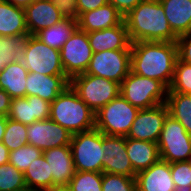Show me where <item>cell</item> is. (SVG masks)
I'll list each match as a JSON object with an SVG mask.
<instances>
[{
  "label": "cell",
  "mask_w": 191,
  "mask_h": 191,
  "mask_svg": "<svg viewBox=\"0 0 191 191\" xmlns=\"http://www.w3.org/2000/svg\"><path fill=\"white\" fill-rule=\"evenodd\" d=\"M102 191H137L136 178L102 172Z\"/></svg>",
  "instance_id": "35"
},
{
  "label": "cell",
  "mask_w": 191,
  "mask_h": 191,
  "mask_svg": "<svg viewBox=\"0 0 191 191\" xmlns=\"http://www.w3.org/2000/svg\"><path fill=\"white\" fill-rule=\"evenodd\" d=\"M30 35L0 36V57L5 64L20 61Z\"/></svg>",
  "instance_id": "29"
},
{
  "label": "cell",
  "mask_w": 191,
  "mask_h": 191,
  "mask_svg": "<svg viewBox=\"0 0 191 191\" xmlns=\"http://www.w3.org/2000/svg\"><path fill=\"white\" fill-rule=\"evenodd\" d=\"M77 28V19L64 18L57 24L40 30L35 36L48 47L60 50Z\"/></svg>",
  "instance_id": "26"
},
{
  "label": "cell",
  "mask_w": 191,
  "mask_h": 191,
  "mask_svg": "<svg viewBox=\"0 0 191 191\" xmlns=\"http://www.w3.org/2000/svg\"><path fill=\"white\" fill-rule=\"evenodd\" d=\"M51 103L37 96L14 98L7 118L25 125L50 118Z\"/></svg>",
  "instance_id": "15"
},
{
  "label": "cell",
  "mask_w": 191,
  "mask_h": 191,
  "mask_svg": "<svg viewBox=\"0 0 191 191\" xmlns=\"http://www.w3.org/2000/svg\"><path fill=\"white\" fill-rule=\"evenodd\" d=\"M28 144L43 152L59 146L70 145L72 134L53 120L35 121L27 125Z\"/></svg>",
  "instance_id": "13"
},
{
  "label": "cell",
  "mask_w": 191,
  "mask_h": 191,
  "mask_svg": "<svg viewBox=\"0 0 191 191\" xmlns=\"http://www.w3.org/2000/svg\"><path fill=\"white\" fill-rule=\"evenodd\" d=\"M5 65H6V64H5L4 60L0 57V72H1V70L3 69V67H4Z\"/></svg>",
  "instance_id": "46"
},
{
  "label": "cell",
  "mask_w": 191,
  "mask_h": 191,
  "mask_svg": "<svg viewBox=\"0 0 191 191\" xmlns=\"http://www.w3.org/2000/svg\"><path fill=\"white\" fill-rule=\"evenodd\" d=\"M29 35L24 8L0 0V36Z\"/></svg>",
  "instance_id": "25"
},
{
  "label": "cell",
  "mask_w": 191,
  "mask_h": 191,
  "mask_svg": "<svg viewBox=\"0 0 191 191\" xmlns=\"http://www.w3.org/2000/svg\"><path fill=\"white\" fill-rule=\"evenodd\" d=\"M139 110L119 95L95 114V128L105 135L126 137Z\"/></svg>",
  "instance_id": "6"
},
{
  "label": "cell",
  "mask_w": 191,
  "mask_h": 191,
  "mask_svg": "<svg viewBox=\"0 0 191 191\" xmlns=\"http://www.w3.org/2000/svg\"><path fill=\"white\" fill-rule=\"evenodd\" d=\"M166 105L169 115L178 120L191 135V95L183 93H168Z\"/></svg>",
  "instance_id": "28"
},
{
  "label": "cell",
  "mask_w": 191,
  "mask_h": 191,
  "mask_svg": "<svg viewBox=\"0 0 191 191\" xmlns=\"http://www.w3.org/2000/svg\"><path fill=\"white\" fill-rule=\"evenodd\" d=\"M9 155V149L2 142H0V165L9 163Z\"/></svg>",
  "instance_id": "42"
},
{
  "label": "cell",
  "mask_w": 191,
  "mask_h": 191,
  "mask_svg": "<svg viewBox=\"0 0 191 191\" xmlns=\"http://www.w3.org/2000/svg\"><path fill=\"white\" fill-rule=\"evenodd\" d=\"M124 16L110 3L82 13L77 18L78 29L87 33L120 25Z\"/></svg>",
  "instance_id": "21"
},
{
  "label": "cell",
  "mask_w": 191,
  "mask_h": 191,
  "mask_svg": "<svg viewBox=\"0 0 191 191\" xmlns=\"http://www.w3.org/2000/svg\"><path fill=\"white\" fill-rule=\"evenodd\" d=\"M104 149L103 173L124 175L136 178L126 150V137L110 136L102 133Z\"/></svg>",
  "instance_id": "14"
},
{
  "label": "cell",
  "mask_w": 191,
  "mask_h": 191,
  "mask_svg": "<svg viewBox=\"0 0 191 191\" xmlns=\"http://www.w3.org/2000/svg\"><path fill=\"white\" fill-rule=\"evenodd\" d=\"M70 147L76 171L102 172L105 156L102 132L95 128L73 134Z\"/></svg>",
  "instance_id": "7"
},
{
  "label": "cell",
  "mask_w": 191,
  "mask_h": 191,
  "mask_svg": "<svg viewBox=\"0 0 191 191\" xmlns=\"http://www.w3.org/2000/svg\"><path fill=\"white\" fill-rule=\"evenodd\" d=\"M12 98L6 93L5 90L0 88V116L8 115L10 111Z\"/></svg>",
  "instance_id": "41"
},
{
  "label": "cell",
  "mask_w": 191,
  "mask_h": 191,
  "mask_svg": "<svg viewBox=\"0 0 191 191\" xmlns=\"http://www.w3.org/2000/svg\"><path fill=\"white\" fill-rule=\"evenodd\" d=\"M126 150L133 170L138 173L160 160L157 143L126 137Z\"/></svg>",
  "instance_id": "23"
},
{
  "label": "cell",
  "mask_w": 191,
  "mask_h": 191,
  "mask_svg": "<svg viewBox=\"0 0 191 191\" xmlns=\"http://www.w3.org/2000/svg\"><path fill=\"white\" fill-rule=\"evenodd\" d=\"M93 55L87 32L78 28L60 49L61 63L65 75L72 77L86 72Z\"/></svg>",
  "instance_id": "11"
},
{
  "label": "cell",
  "mask_w": 191,
  "mask_h": 191,
  "mask_svg": "<svg viewBox=\"0 0 191 191\" xmlns=\"http://www.w3.org/2000/svg\"><path fill=\"white\" fill-rule=\"evenodd\" d=\"M177 43L140 41L131 43V72L163 82L170 87L176 60Z\"/></svg>",
  "instance_id": "1"
},
{
  "label": "cell",
  "mask_w": 191,
  "mask_h": 191,
  "mask_svg": "<svg viewBox=\"0 0 191 191\" xmlns=\"http://www.w3.org/2000/svg\"><path fill=\"white\" fill-rule=\"evenodd\" d=\"M68 185L72 191H102V172L76 171Z\"/></svg>",
  "instance_id": "32"
},
{
  "label": "cell",
  "mask_w": 191,
  "mask_h": 191,
  "mask_svg": "<svg viewBox=\"0 0 191 191\" xmlns=\"http://www.w3.org/2000/svg\"><path fill=\"white\" fill-rule=\"evenodd\" d=\"M70 86L95 114L121 91L119 83L86 73L72 77Z\"/></svg>",
  "instance_id": "5"
},
{
  "label": "cell",
  "mask_w": 191,
  "mask_h": 191,
  "mask_svg": "<svg viewBox=\"0 0 191 191\" xmlns=\"http://www.w3.org/2000/svg\"><path fill=\"white\" fill-rule=\"evenodd\" d=\"M21 61L28 72L48 76H66L61 63L60 50L48 47L35 35L28 37Z\"/></svg>",
  "instance_id": "9"
},
{
  "label": "cell",
  "mask_w": 191,
  "mask_h": 191,
  "mask_svg": "<svg viewBox=\"0 0 191 191\" xmlns=\"http://www.w3.org/2000/svg\"><path fill=\"white\" fill-rule=\"evenodd\" d=\"M157 145L160 159L163 161L175 163L191 159V135L169 114L164 121Z\"/></svg>",
  "instance_id": "8"
},
{
  "label": "cell",
  "mask_w": 191,
  "mask_h": 191,
  "mask_svg": "<svg viewBox=\"0 0 191 191\" xmlns=\"http://www.w3.org/2000/svg\"><path fill=\"white\" fill-rule=\"evenodd\" d=\"M93 53L108 50H131L125 21L120 25L87 33Z\"/></svg>",
  "instance_id": "19"
},
{
  "label": "cell",
  "mask_w": 191,
  "mask_h": 191,
  "mask_svg": "<svg viewBox=\"0 0 191 191\" xmlns=\"http://www.w3.org/2000/svg\"><path fill=\"white\" fill-rule=\"evenodd\" d=\"M131 43L177 42L159 0H143L124 16Z\"/></svg>",
  "instance_id": "2"
},
{
  "label": "cell",
  "mask_w": 191,
  "mask_h": 191,
  "mask_svg": "<svg viewBox=\"0 0 191 191\" xmlns=\"http://www.w3.org/2000/svg\"><path fill=\"white\" fill-rule=\"evenodd\" d=\"M23 173L28 191H45L53 186L49 163L44 155L35 159Z\"/></svg>",
  "instance_id": "27"
},
{
  "label": "cell",
  "mask_w": 191,
  "mask_h": 191,
  "mask_svg": "<svg viewBox=\"0 0 191 191\" xmlns=\"http://www.w3.org/2000/svg\"><path fill=\"white\" fill-rule=\"evenodd\" d=\"M28 73L21 60L6 64L0 72V88L12 99L26 97Z\"/></svg>",
  "instance_id": "24"
},
{
  "label": "cell",
  "mask_w": 191,
  "mask_h": 191,
  "mask_svg": "<svg viewBox=\"0 0 191 191\" xmlns=\"http://www.w3.org/2000/svg\"><path fill=\"white\" fill-rule=\"evenodd\" d=\"M168 93H183L191 95V64L176 60L173 81Z\"/></svg>",
  "instance_id": "33"
},
{
  "label": "cell",
  "mask_w": 191,
  "mask_h": 191,
  "mask_svg": "<svg viewBox=\"0 0 191 191\" xmlns=\"http://www.w3.org/2000/svg\"><path fill=\"white\" fill-rule=\"evenodd\" d=\"M173 33L179 37L191 32V0H159Z\"/></svg>",
  "instance_id": "22"
},
{
  "label": "cell",
  "mask_w": 191,
  "mask_h": 191,
  "mask_svg": "<svg viewBox=\"0 0 191 191\" xmlns=\"http://www.w3.org/2000/svg\"><path fill=\"white\" fill-rule=\"evenodd\" d=\"M170 171L177 191H190L191 161L170 163Z\"/></svg>",
  "instance_id": "36"
},
{
  "label": "cell",
  "mask_w": 191,
  "mask_h": 191,
  "mask_svg": "<svg viewBox=\"0 0 191 191\" xmlns=\"http://www.w3.org/2000/svg\"><path fill=\"white\" fill-rule=\"evenodd\" d=\"M143 0H108L123 16L127 15Z\"/></svg>",
  "instance_id": "40"
},
{
  "label": "cell",
  "mask_w": 191,
  "mask_h": 191,
  "mask_svg": "<svg viewBox=\"0 0 191 191\" xmlns=\"http://www.w3.org/2000/svg\"><path fill=\"white\" fill-rule=\"evenodd\" d=\"M24 11L29 35H35L65 18L56 7L54 0H34L24 8Z\"/></svg>",
  "instance_id": "16"
},
{
  "label": "cell",
  "mask_w": 191,
  "mask_h": 191,
  "mask_svg": "<svg viewBox=\"0 0 191 191\" xmlns=\"http://www.w3.org/2000/svg\"><path fill=\"white\" fill-rule=\"evenodd\" d=\"M0 191H28L24 173L10 163L0 165Z\"/></svg>",
  "instance_id": "30"
},
{
  "label": "cell",
  "mask_w": 191,
  "mask_h": 191,
  "mask_svg": "<svg viewBox=\"0 0 191 191\" xmlns=\"http://www.w3.org/2000/svg\"><path fill=\"white\" fill-rule=\"evenodd\" d=\"M54 2L65 18L77 19L76 0H54Z\"/></svg>",
  "instance_id": "38"
},
{
  "label": "cell",
  "mask_w": 191,
  "mask_h": 191,
  "mask_svg": "<svg viewBox=\"0 0 191 191\" xmlns=\"http://www.w3.org/2000/svg\"><path fill=\"white\" fill-rule=\"evenodd\" d=\"M45 191H72L69 185H54Z\"/></svg>",
  "instance_id": "45"
},
{
  "label": "cell",
  "mask_w": 191,
  "mask_h": 191,
  "mask_svg": "<svg viewBox=\"0 0 191 191\" xmlns=\"http://www.w3.org/2000/svg\"><path fill=\"white\" fill-rule=\"evenodd\" d=\"M26 81V96H37L50 103L70 86L67 76H48L32 72L28 73Z\"/></svg>",
  "instance_id": "17"
},
{
  "label": "cell",
  "mask_w": 191,
  "mask_h": 191,
  "mask_svg": "<svg viewBox=\"0 0 191 191\" xmlns=\"http://www.w3.org/2000/svg\"><path fill=\"white\" fill-rule=\"evenodd\" d=\"M120 95L139 109L166 103L169 88L161 81L129 72L120 84Z\"/></svg>",
  "instance_id": "4"
},
{
  "label": "cell",
  "mask_w": 191,
  "mask_h": 191,
  "mask_svg": "<svg viewBox=\"0 0 191 191\" xmlns=\"http://www.w3.org/2000/svg\"><path fill=\"white\" fill-rule=\"evenodd\" d=\"M43 155V151L31 144H26L10 152L9 163L24 172L35 159Z\"/></svg>",
  "instance_id": "34"
},
{
  "label": "cell",
  "mask_w": 191,
  "mask_h": 191,
  "mask_svg": "<svg viewBox=\"0 0 191 191\" xmlns=\"http://www.w3.org/2000/svg\"><path fill=\"white\" fill-rule=\"evenodd\" d=\"M130 71L131 50H108L93 53L85 73L121 84Z\"/></svg>",
  "instance_id": "10"
},
{
  "label": "cell",
  "mask_w": 191,
  "mask_h": 191,
  "mask_svg": "<svg viewBox=\"0 0 191 191\" xmlns=\"http://www.w3.org/2000/svg\"><path fill=\"white\" fill-rule=\"evenodd\" d=\"M4 1H7L13 4L14 6L25 8L28 5H30L34 0H4Z\"/></svg>",
  "instance_id": "43"
},
{
  "label": "cell",
  "mask_w": 191,
  "mask_h": 191,
  "mask_svg": "<svg viewBox=\"0 0 191 191\" xmlns=\"http://www.w3.org/2000/svg\"><path fill=\"white\" fill-rule=\"evenodd\" d=\"M6 123H7V117L0 116V142H2L4 133H5Z\"/></svg>",
  "instance_id": "44"
},
{
  "label": "cell",
  "mask_w": 191,
  "mask_h": 191,
  "mask_svg": "<svg viewBox=\"0 0 191 191\" xmlns=\"http://www.w3.org/2000/svg\"><path fill=\"white\" fill-rule=\"evenodd\" d=\"M168 114L166 103L149 109H140L126 137L158 143Z\"/></svg>",
  "instance_id": "12"
},
{
  "label": "cell",
  "mask_w": 191,
  "mask_h": 191,
  "mask_svg": "<svg viewBox=\"0 0 191 191\" xmlns=\"http://www.w3.org/2000/svg\"><path fill=\"white\" fill-rule=\"evenodd\" d=\"M178 58L191 64V32L177 38Z\"/></svg>",
  "instance_id": "37"
},
{
  "label": "cell",
  "mask_w": 191,
  "mask_h": 191,
  "mask_svg": "<svg viewBox=\"0 0 191 191\" xmlns=\"http://www.w3.org/2000/svg\"><path fill=\"white\" fill-rule=\"evenodd\" d=\"M50 119L72 135L95 129V113L79 98L71 86L51 103Z\"/></svg>",
  "instance_id": "3"
},
{
  "label": "cell",
  "mask_w": 191,
  "mask_h": 191,
  "mask_svg": "<svg viewBox=\"0 0 191 191\" xmlns=\"http://www.w3.org/2000/svg\"><path fill=\"white\" fill-rule=\"evenodd\" d=\"M108 0H76L77 18L87 11L106 5Z\"/></svg>",
  "instance_id": "39"
},
{
  "label": "cell",
  "mask_w": 191,
  "mask_h": 191,
  "mask_svg": "<svg viewBox=\"0 0 191 191\" xmlns=\"http://www.w3.org/2000/svg\"><path fill=\"white\" fill-rule=\"evenodd\" d=\"M49 163L54 185H68L76 170L70 145L54 147L43 152Z\"/></svg>",
  "instance_id": "20"
},
{
  "label": "cell",
  "mask_w": 191,
  "mask_h": 191,
  "mask_svg": "<svg viewBox=\"0 0 191 191\" xmlns=\"http://www.w3.org/2000/svg\"><path fill=\"white\" fill-rule=\"evenodd\" d=\"M27 125L7 118L6 129L2 143L13 151L28 144Z\"/></svg>",
  "instance_id": "31"
},
{
  "label": "cell",
  "mask_w": 191,
  "mask_h": 191,
  "mask_svg": "<svg viewBox=\"0 0 191 191\" xmlns=\"http://www.w3.org/2000/svg\"><path fill=\"white\" fill-rule=\"evenodd\" d=\"M137 191H177L170 171V163L159 160L136 174Z\"/></svg>",
  "instance_id": "18"
}]
</instances>
